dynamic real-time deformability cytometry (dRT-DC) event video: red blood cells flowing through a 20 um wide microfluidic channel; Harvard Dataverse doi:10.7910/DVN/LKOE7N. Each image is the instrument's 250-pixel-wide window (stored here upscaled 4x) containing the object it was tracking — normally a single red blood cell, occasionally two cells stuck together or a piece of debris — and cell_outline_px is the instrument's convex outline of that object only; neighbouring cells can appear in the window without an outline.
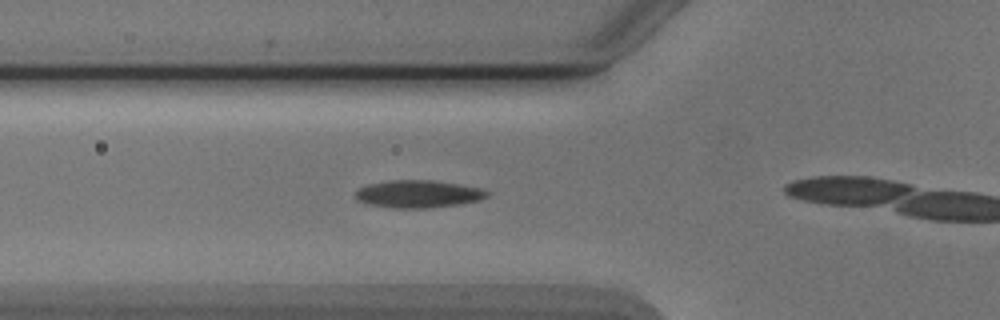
{"species": "Egyptian fruit bat (a non-hibernating species)", "species_latin": "Rousettus aegyptiacus", "temperature_condition": "cold", "stored_images_in_passage": 7, "camera_frame_rate_fps": 3000, "um_per_image_px": 0.085, "animal": {"sex": "male"}, "frame": {"image": 1, "passage_image": 3, "time_ms": 0.667, "image_size_px": [1000, 320], "cell_outline_px": [[488, 196], [480, 200], [432, 208], [392, 208], [368, 204], [356, 200], [356, 192], [360, 188], [368, 184], [388, 180], [432, 180], [480, 188], [488, 192]], "centroid_in_image_um": [35.51, 16.49], "position_along_channel_um": 90.3, "area_um2": 20.98}}
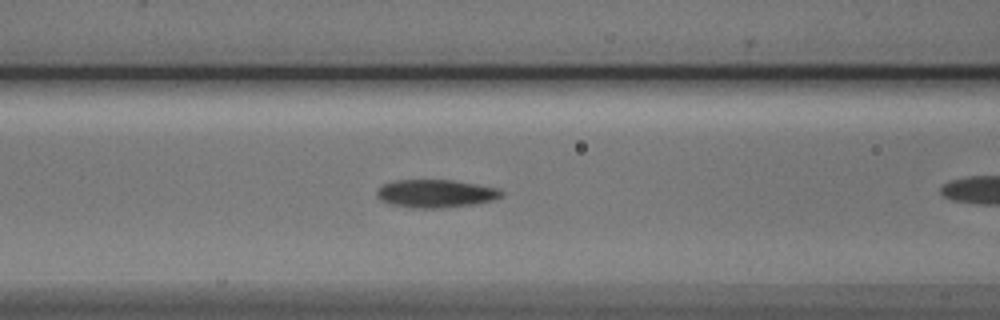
{"frame": {"image": 2, "passage_image": 6, "time_ms": 1.667, "image_size_px": [1000, 320], "cell_outline_px": [[504, 192], [500, 196], [492, 200], [472, 204], [444, 208], [412, 208], [388, 204], [380, 200], [376, 196], [376, 192], [384, 184], [396, 180], [452, 180], [476, 184], [496, 188]], "centroid_in_image_um": [36.98, 16.46], "position_along_channel_um": 129.6, "area_um2": 20.23}}